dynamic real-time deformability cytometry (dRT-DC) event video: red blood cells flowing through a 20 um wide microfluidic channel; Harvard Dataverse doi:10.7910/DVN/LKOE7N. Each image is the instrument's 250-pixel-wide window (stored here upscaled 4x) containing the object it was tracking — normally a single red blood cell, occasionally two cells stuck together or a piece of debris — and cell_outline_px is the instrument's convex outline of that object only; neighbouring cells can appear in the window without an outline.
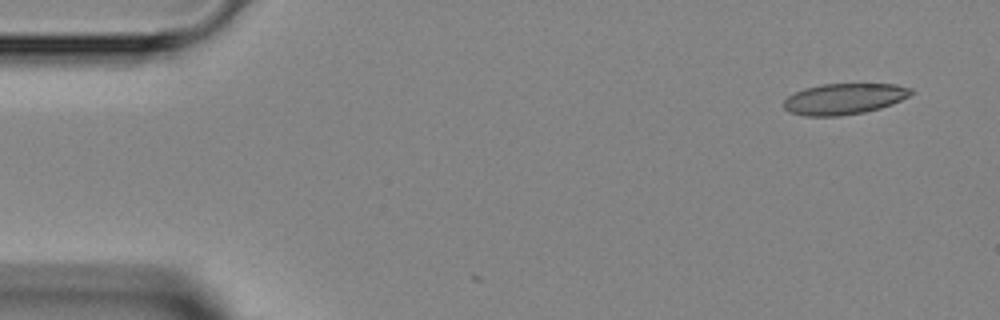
{"species": "Egyptian fruit bat (a non-hibernating species)", "species_latin": "Rousettus aegyptiacus", "temperature_condition": "room temperature", "stored_images_in_passage": 3, "camera_frame_rate_fps": 3000, "um_per_image_px": 0.085, "animal": {"sex": "female"}, "frame": {"image": 1, "passage_image": 1, "time_ms": 0.0, "image_size_px": [1000, 320], "cell_outline_px": [[912, 92], [908, 96], [892, 104], [880, 108], [864, 112], [840, 116], [804, 116], [788, 112], [784, 108], [784, 100], [788, 96], [804, 88], [824, 84], [896, 84], [912, 88]], "centroid_in_image_um": [71.73, 8.41], "position_along_channel_um": 13.3, "area_um2": 22.95}}
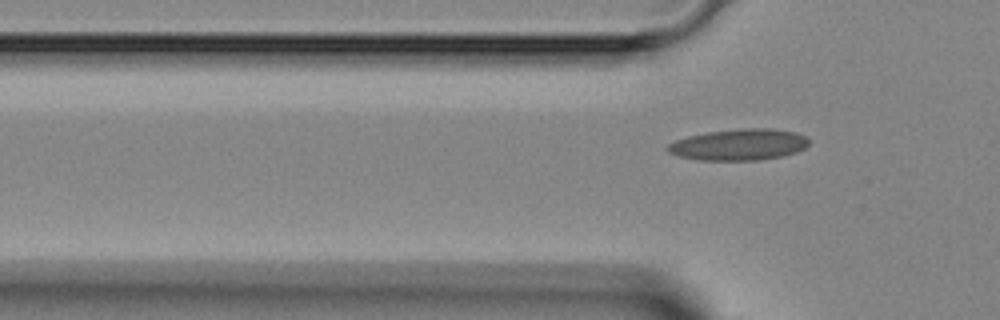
{"frame": {"image": 2, "passage_image": 3, "time_ms": 3.667, "image_size_px": [1000, 320], "cell_outline_px": [[808, 144], [804, 148], [796, 152], [784, 156], [756, 160], [700, 160], [676, 156], [668, 152], [664, 148], [668, 144], [676, 140], [688, 136], [708, 132], [744, 128], [772, 128], [796, 132], [804, 136], [808, 140]], "centroid_in_image_um": [62.78, 12.29], "position_along_channel_um": 63.0, "area_um2": 25.84}}